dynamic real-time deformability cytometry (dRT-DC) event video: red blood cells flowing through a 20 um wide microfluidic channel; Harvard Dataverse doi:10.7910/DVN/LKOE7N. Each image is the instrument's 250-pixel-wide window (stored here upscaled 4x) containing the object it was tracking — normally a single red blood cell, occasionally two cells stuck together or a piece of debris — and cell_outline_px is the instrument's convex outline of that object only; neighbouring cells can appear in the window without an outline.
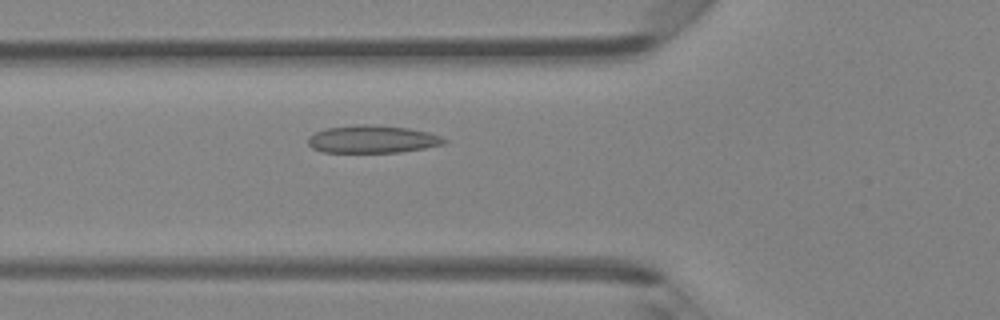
{"species": "Egyptian fruit bat (a non-hibernating species)", "species_latin": "Rousettus aegyptiacus", "temperature_condition": "room temperature", "stored_images_in_passage": 28, "camera_frame_rate_fps": 3000, "um_per_image_px": 0.085, "animal": {"sex": "female"}, "frame": {"image": 1, "passage_image": 3, "time_ms": 0.667, "image_size_px": [1000, 320], "cell_outline_px": [[448, 140], [444, 144], [424, 148], [400, 152], [324, 152], [312, 148], [308, 144], [308, 136], [324, 128], [356, 124], [368, 124], [408, 128], [428, 132], [440, 136]], "centroid_in_image_um": [31.63, 11.82], "position_along_channel_um": 94.2, "area_um2": 21.96}}
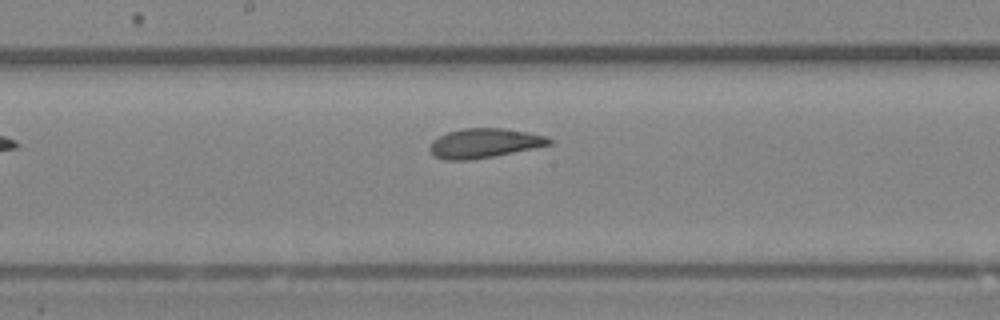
{"frame": {"image": 2, "passage_image": 11, "time_ms": 3.333, "image_size_px": [1000, 320], "cell_outline_px": [[552, 144], [492, 156], [468, 160], [444, 160], [432, 156], [428, 148], [432, 140], [448, 132], [464, 128], [504, 128], [528, 132], [544, 136], [552, 140]], "centroid_in_image_um": [41.1, 12.17], "position_along_channel_um": 207.1, "area_um2": 20.35}}
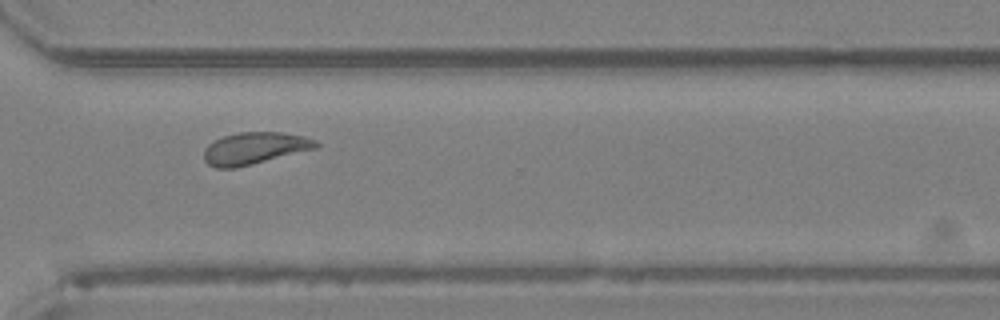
{"frame": {"image": 3, "passage_image": 21, "time_ms": 6.667, "image_size_px": [1000, 320], "cell_outline_px": [[320, 144], [316, 148], [236, 168], [216, 168], [208, 164], [204, 160], [204, 148], [208, 144], [224, 136], [240, 132], [280, 132], [304, 136], [316, 140]], "centroid_in_image_um": [21.63, 12.6], "position_along_channel_um": 349.0, "area_um2": 20.75}, "authors_computed_cell_mechanics": {"area_um2": 20.4901, "velocity_mm_per_s": 4.2414, "shape_relaxation_time_tau1_ms": 6.421, "shape_relaxation_time_tau2_ms": 1.3716, "deformation_change_tau1": 0.158, "deformation_change_tau2": 0.0565}}